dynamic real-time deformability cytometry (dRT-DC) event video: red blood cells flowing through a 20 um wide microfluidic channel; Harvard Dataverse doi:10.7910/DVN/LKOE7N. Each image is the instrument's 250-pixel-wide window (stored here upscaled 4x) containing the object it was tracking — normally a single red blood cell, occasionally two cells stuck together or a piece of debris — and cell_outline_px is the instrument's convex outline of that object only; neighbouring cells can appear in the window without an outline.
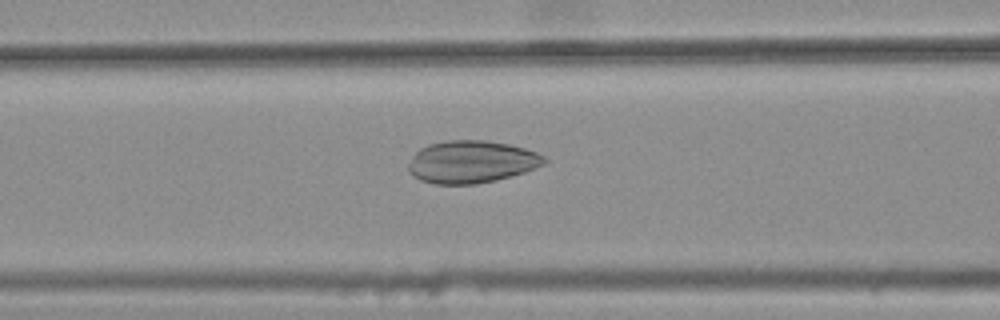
{"species": "common noctule bat (a hibernating species)", "species_latin": "Nyctalus noctula", "temperature_condition": "warm", "stored_images_in_passage": 45, "camera_frame_rate_fps": 3000, "um_per_image_px": 0.085, "animal": {"sex": "female", "body_mass_g": 25.1}, "frame": {"image": 1, "passage_image": 21, "time_ms": 6.667, "image_size_px": [1000, 320], "cell_outline_px": [[548, 164], [524, 172], [496, 180], [476, 184], [436, 184], [420, 180], [408, 168], [408, 164], [412, 156], [420, 148], [428, 144], [448, 140], [488, 140], [508, 144], [524, 148], [536, 152], [544, 156], [548, 160]], "centroid_in_image_um": [40.11, 13.75], "position_along_channel_um": 126.5, "area_um2": 33.64}}
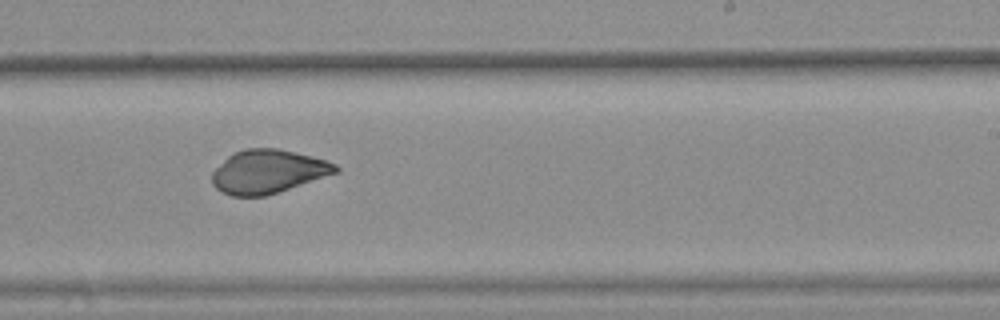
{"frame": {"image": 2, "passage_image": 32, "time_ms": 10.333, "image_size_px": [1000, 320], "cell_outline_px": [[340, 172], [264, 196], [232, 196], [216, 188], [212, 184], [212, 172], [232, 152], [244, 148], [276, 148], [312, 156], [328, 160], [336, 164], [340, 168]], "centroid_in_image_um": [22.8, 14.57], "position_along_channel_um": 266.2, "area_um2": 31.33}}
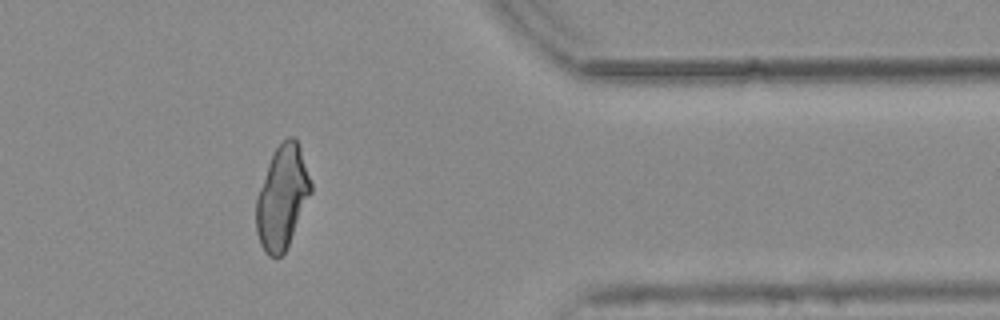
{"frame": {"image": 3, "passage_image": 43, "time_ms": 14.0, "image_size_px": [1000, 320], "cell_outline_px": [[312, 192], [288, 244], [284, 252], [280, 256], [268, 256], [264, 252], [260, 244], [256, 232], [256, 200], [272, 152], [288, 136], [292, 136], [296, 140], [300, 148], [312, 184]], "centroid_in_image_um": [23.98, 16.77], "position_along_channel_um": 387.4, "area_um2": 32.43}}